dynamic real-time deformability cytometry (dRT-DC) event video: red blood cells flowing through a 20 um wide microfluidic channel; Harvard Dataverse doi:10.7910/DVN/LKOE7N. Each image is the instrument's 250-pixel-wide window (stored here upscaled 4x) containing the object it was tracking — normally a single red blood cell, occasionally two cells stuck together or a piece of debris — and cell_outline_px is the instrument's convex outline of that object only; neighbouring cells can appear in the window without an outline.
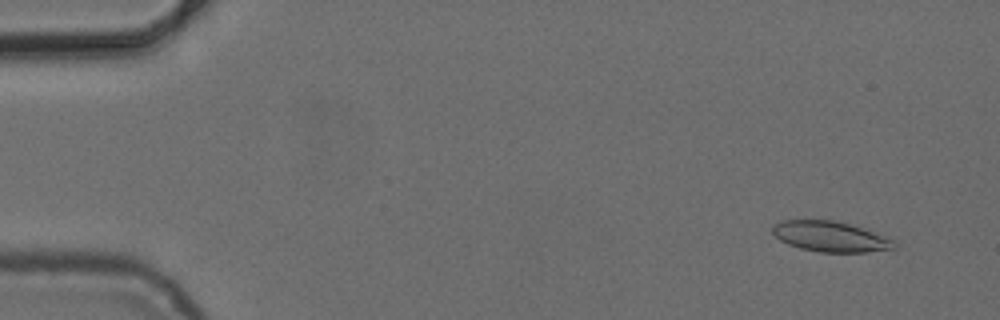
{"species": "common noctule bat (a hibernating species)", "species_latin": "Nyctalus noctula", "temperature_condition": "cold", "stored_images_in_passage": 5, "camera_frame_rate_fps": 3000, "um_per_image_px": 0.085, "animal": {"sex": "female", "body_mass_g": 24.6, "forearm_length_mm": 56.2}, "frame": {"image": 1, "passage_image": 1, "time_ms": 0.0, "image_size_px": [1000, 320], "cell_outline_px": [[896, 248], [868, 252], [820, 252], [800, 248], [788, 244], [780, 240], [772, 232], [772, 228], [780, 220], [832, 220], [848, 224], [872, 232], [892, 240], [896, 244]], "centroid_in_image_um": [70.54, 20.11], "position_along_channel_um": 14.5, "area_um2": 21.15}}